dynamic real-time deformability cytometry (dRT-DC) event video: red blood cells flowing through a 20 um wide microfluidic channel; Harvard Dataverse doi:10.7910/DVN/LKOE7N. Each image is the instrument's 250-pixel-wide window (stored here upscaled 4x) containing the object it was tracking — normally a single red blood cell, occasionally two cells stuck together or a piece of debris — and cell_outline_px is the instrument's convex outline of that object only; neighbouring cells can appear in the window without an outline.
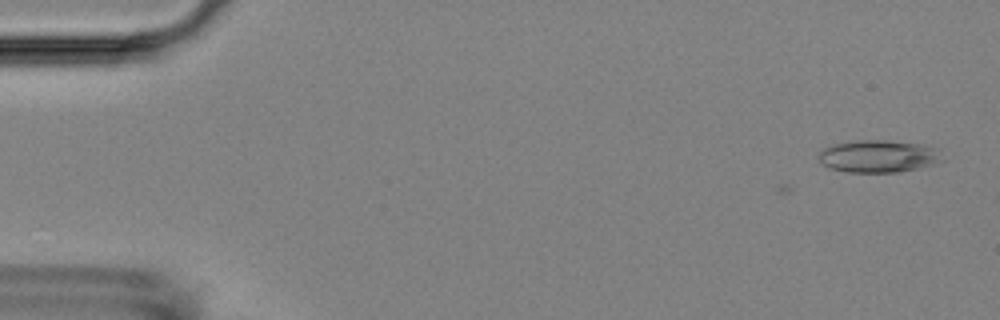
{"species": "Egyptian fruit bat (a non-hibernating species)", "species_latin": "Rousettus aegyptiacus", "temperature_condition": "room temperature", "stored_images_in_passage": 5, "camera_frame_rate_fps": 3000, "um_per_image_px": 0.085, "animal": {"sex": "female"}, "frame": {"image": 1, "passage_image": 5, "time_ms": 1.333, "image_size_px": [1000, 320], "cell_outline_px": [[944, 160], [932, 164], [900, 172], [848, 172], [832, 168], [824, 164], [820, 160], [820, 148], [832, 144], [852, 140], [884, 140], [920, 144], [936, 148]], "centroid_in_image_um": [74.64, 13.27], "position_along_channel_um": 10.4, "area_um2": 23.18}}